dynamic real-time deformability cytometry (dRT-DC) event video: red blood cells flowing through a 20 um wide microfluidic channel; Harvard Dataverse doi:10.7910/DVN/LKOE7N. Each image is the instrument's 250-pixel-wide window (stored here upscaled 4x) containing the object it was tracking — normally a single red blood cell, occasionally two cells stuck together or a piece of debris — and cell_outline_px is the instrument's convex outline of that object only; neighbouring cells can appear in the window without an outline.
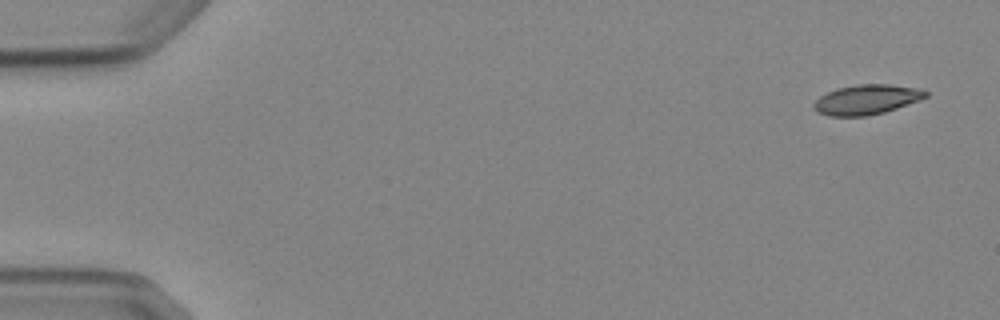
{"species": "Egyptian fruit bat (a non-hibernating species)", "species_latin": "Rousettus aegyptiacus", "temperature_condition": "cold", "stored_images_in_passage": 4, "camera_frame_rate_fps": 3000, "um_per_image_px": 0.085, "animal": {"sex": "female"}, "frame": {"image": 1, "passage_image": 1, "time_ms": 0.0, "image_size_px": [1000, 320], "cell_outline_px": [[928, 96], [920, 100], [884, 112], [864, 116], [828, 116], [812, 108], [812, 104], [820, 96], [836, 88], [856, 84], [888, 84], [924, 88], [928, 92]], "centroid_in_image_um": [73.69, 8.45], "position_along_channel_um": 11.3, "area_um2": 19.59}}
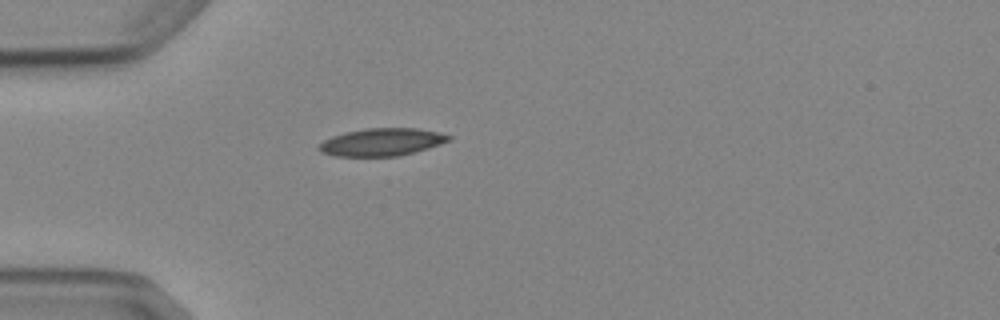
{"frame": {"image": 2, "passage_image": 4, "time_ms": 4.333, "image_size_px": [1000, 320], "cell_outline_px": [[452, 140], [428, 148], [400, 156], [336, 156], [320, 152], [316, 148], [324, 140], [332, 136], [344, 132], [364, 128], [416, 128], [436, 132], [452, 136]], "centroid_in_image_um": [32.43, 12.07], "position_along_channel_um": 52.6, "area_um2": 20.92}}